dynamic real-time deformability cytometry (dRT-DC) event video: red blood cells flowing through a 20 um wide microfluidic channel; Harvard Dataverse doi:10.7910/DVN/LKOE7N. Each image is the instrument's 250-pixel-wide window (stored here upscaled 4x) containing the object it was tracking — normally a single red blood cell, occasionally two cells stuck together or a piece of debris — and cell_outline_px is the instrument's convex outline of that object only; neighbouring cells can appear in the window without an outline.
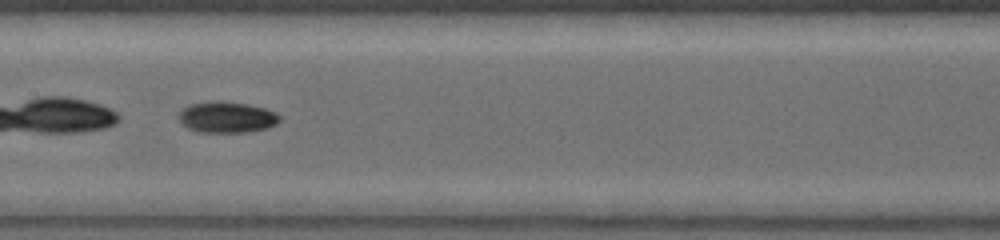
{"species": "common noctule bat (a hibernating species)", "species_latin": "Nyctalus noctula", "temperature_condition": "warm", "stored_images_in_passage": 14, "camera_frame_rate_fps": 5000, "um_per_image_px": 0.085, "animal": {"sex": "female", "body_mass_g": 19.0, "forearm_length_mm": 53.3}, "frame": {"image": 1, "passage_image": 8, "time_ms": 2.0, "image_size_px": [1000, 240], "cell_outline_px": [[280, 120], [276, 124], [268, 128], [244, 132], [200, 132], [188, 128], [176, 116], [188, 104], [212, 100], [220, 100], [248, 104], [264, 108], [276, 112], [280, 116]], "centroid_in_image_um": [19.27, 9.94], "position_along_channel_um": 188.1, "area_um2": 18.44}}
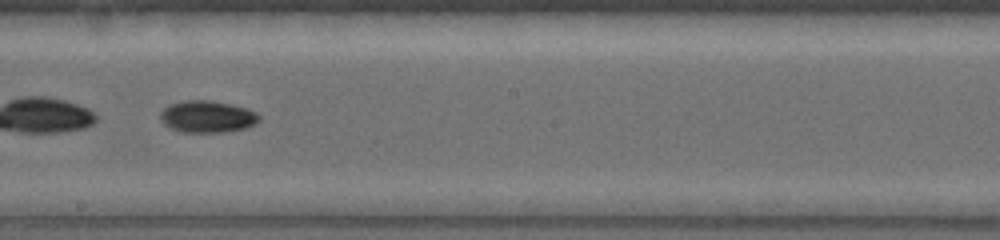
{"frame": {"image": 2, "passage_image": 10, "time_ms": 2.6, "image_size_px": [1000, 240], "cell_outline_px": [[260, 120], [244, 128], [224, 132], [184, 132], [172, 128], [164, 124], [160, 120], [160, 112], [164, 108], [172, 104], [184, 100], [212, 100], [232, 104], [248, 108], [256, 112], [260, 116]], "centroid_in_image_um": [17.62, 9.9], "position_along_channel_um": 230.6, "area_um2": 18.32}}
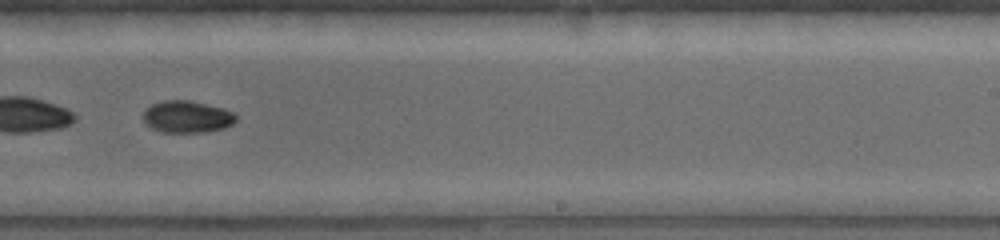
{"frame": {"image": 3, "passage_image": 12, "time_ms": 3.2, "image_size_px": [1000, 240], "cell_outline_px": [[236, 120], [232, 124], [224, 128], [204, 132], [164, 132], [152, 128], [144, 120], [144, 112], [152, 104], [164, 100], [192, 100], [224, 108], [232, 112], [236, 116]], "centroid_in_image_um": [15.93, 9.91], "position_along_channel_um": 273.1, "area_um2": 17.17}}